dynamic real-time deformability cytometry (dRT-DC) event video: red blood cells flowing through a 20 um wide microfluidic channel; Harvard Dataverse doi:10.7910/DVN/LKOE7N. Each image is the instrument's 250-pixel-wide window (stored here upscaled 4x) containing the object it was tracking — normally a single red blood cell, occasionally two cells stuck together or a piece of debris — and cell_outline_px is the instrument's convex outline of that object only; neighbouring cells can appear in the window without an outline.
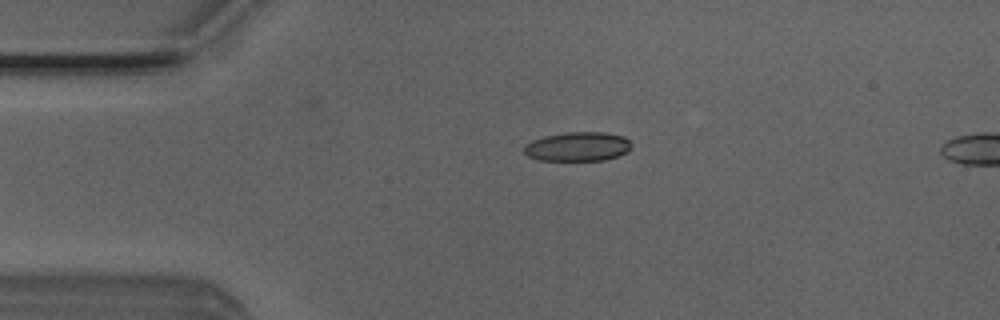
{"species": "Egyptian fruit bat (a non-hibernating species)", "species_latin": "Rousettus aegyptiacus", "temperature_condition": "room temperature", "stored_images_in_passage": 5, "camera_frame_rate_fps": 3000, "um_per_image_px": 0.085, "animal": {"sex": "male"}, "frame": {"image": 1, "passage_image": 5, "time_ms": 1.333, "image_size_px": [1000, 320], "cell_outline_px": [[632, 144], [628, 152], [604, 160], [536, 160], [528, 156], [524, 152], [524, 144], [532, 140], [544, 136], [568, 132], [604, 132], [624, 136]], "centroid_in_image_um": [49.09, 12.45], "position_along_channel_um": 35.9, "area_um2": 18.32}}